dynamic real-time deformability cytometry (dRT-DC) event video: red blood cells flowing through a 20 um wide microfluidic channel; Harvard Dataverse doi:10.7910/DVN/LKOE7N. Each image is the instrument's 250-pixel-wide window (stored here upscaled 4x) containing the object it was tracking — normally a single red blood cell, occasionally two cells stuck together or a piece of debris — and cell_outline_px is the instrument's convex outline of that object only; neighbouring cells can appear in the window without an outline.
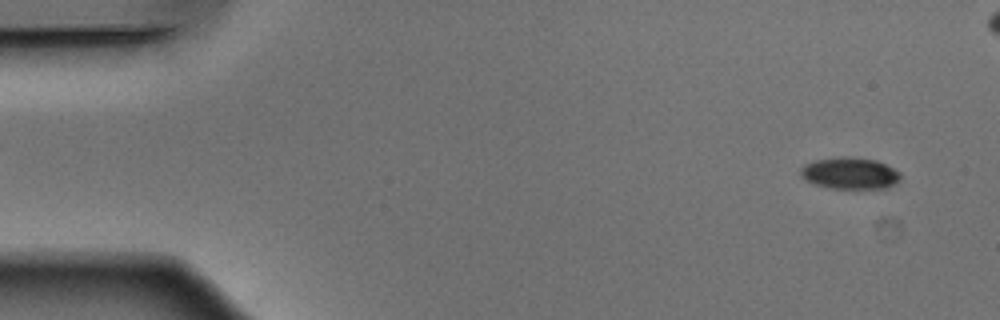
{"species": "Egyptian fruit bat (a non-hibernating species)", "species_latin": "Rousettus aegyptiacus", "temperature_condition": "warm", "stored_images_in_passage": 53, "camera_frame_rate_fps": 3000, "um_per_image_px": 0.085, "animal": {"sex": "male"}, "frame": {"image": 1, "passage_image": 3, "time_ms": 0.667, "image_size_px": [1000, 320], "cell_outline_px": [[900, 180], [884, 188], [832, 188], [816, 184], [800, 176], [800, 168], [804, 164], [816, 160], [840, 156], [848, 156], [876, 160], [900, 172]], "centroid_in_image_um": [72.22, 14.71], "position_along_channel_um": 12.8, "area_um2": 18.21}}
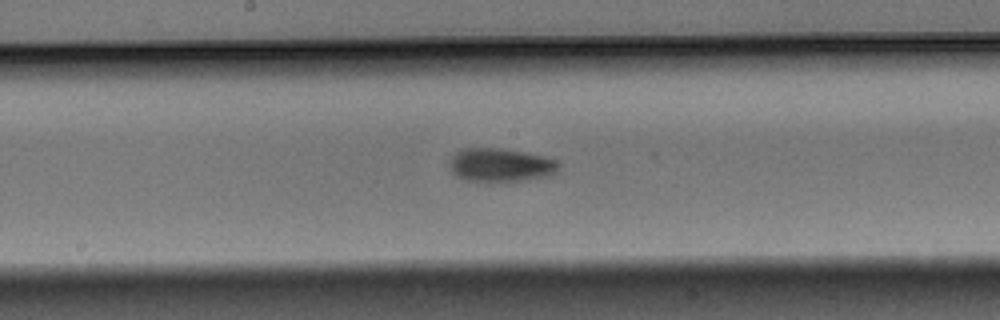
{"frame": {"image": 2, "passage_image": 27, "time_ms": 8.667, "image_size_px": [1000, 320], "cell_outline_px": [[560, 164], [548, 176], [528, 180], [488, 184], [460, 180], [452, 172], [448, 160], [460, 148], [500, 148], [540, 156], [556, 160]], "centroid_in_image_um": [42.43, 14.08], "position_along_channel_um": 205.8, "area_um2": 21.85}}
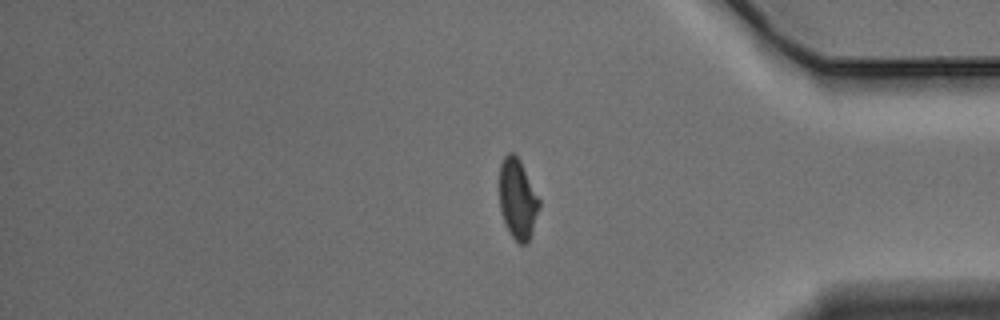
{"frame": {"image": 3, "passage_image": 43, "time_ms": 14.0, "image_size_px": [1000, 320], "cell_outline_px": [[540, 204], [532, 232], [528, 244], [520, 244], [512, 236], [504, 220], [500, 208], [500, 164], [504, 156], [508, 152], [512, 152], [520, 160], [540, 200]], "centroid_in_image_um": [44.0, 16.9], "position_along_channel_um": 391.2, "area_um2": 18.32}, "authors_computed_cell_mechanics": {"area_um2": 19.652, "velocity_mm_per_s": 3.8926, "shape_relaxation_time_tau1_ms": 3.5686, "shape_relaxation_time_tau2_ms": 3.7851, "deformation_change_tau1": 0.1301, "deformation_change_tau2": 0.0866}}